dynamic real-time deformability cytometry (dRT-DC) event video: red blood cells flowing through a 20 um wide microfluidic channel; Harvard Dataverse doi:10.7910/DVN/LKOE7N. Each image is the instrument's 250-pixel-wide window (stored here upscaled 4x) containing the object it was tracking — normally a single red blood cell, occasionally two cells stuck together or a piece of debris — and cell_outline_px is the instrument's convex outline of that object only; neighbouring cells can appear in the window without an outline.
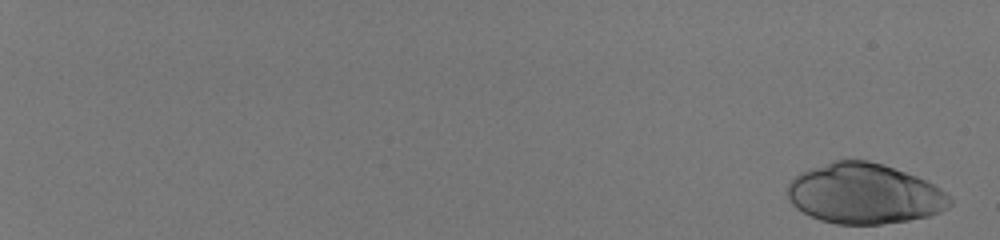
{"species": "human", "species_latin": "Homo sapiens", "temperature_condition": "room temperature", "stored_images_in_passage": 39, "camera_frame_rate_fps": 3000, "um_per_image_px": 0.085, "donor": {"sex": "male"}, "frame": {"image": 1, "passage_image": 1, "time_ms": 0.0, "image_size_px": [1000, 240], "cell_outline_px": [[952, 204], [948, 208], [940, 212], [928, 216], [908, 220], [880, 224], [836, 224], [820, 220], [796, 208], [792, 204], [788, 196], [788, 184], [800, 172], [832, 160], [868, 160], [884, 164], [916, 176], [940, 188], [952, 196]], "centroid_in_image_um": [73.49, 16.46], "position_along_channel_um": 11.5, "area_um2": 57.11}}
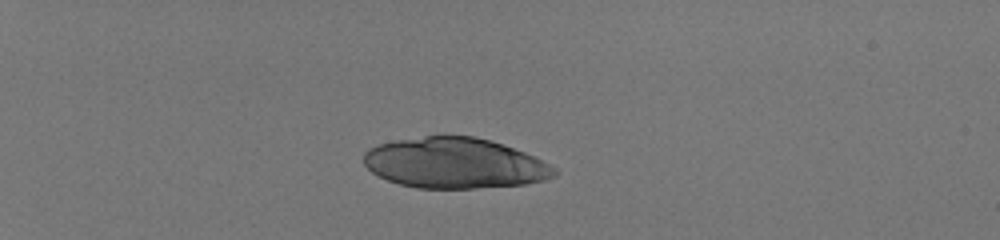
{"frame": {"image": 2, "passage_image": 18, "time_ms": 5.667, "image_size_px": [1000, 240], "cell_outline_px": [[556, 176], [544, 180], [524, 184], [472, 188], [416, 188], [400, 184], [388, 180], [372, 172], [364, 164], [364, 152], [368, 148], [380, 144], [396, 140], [444, 132], [472, 136], [492, 140], [504, 144], [524, 152], [556, 168]], "centroid_in_image_um": [38.62, 13.83], "position_along_channel_um": 46.4, "area_um2": 56.7}}